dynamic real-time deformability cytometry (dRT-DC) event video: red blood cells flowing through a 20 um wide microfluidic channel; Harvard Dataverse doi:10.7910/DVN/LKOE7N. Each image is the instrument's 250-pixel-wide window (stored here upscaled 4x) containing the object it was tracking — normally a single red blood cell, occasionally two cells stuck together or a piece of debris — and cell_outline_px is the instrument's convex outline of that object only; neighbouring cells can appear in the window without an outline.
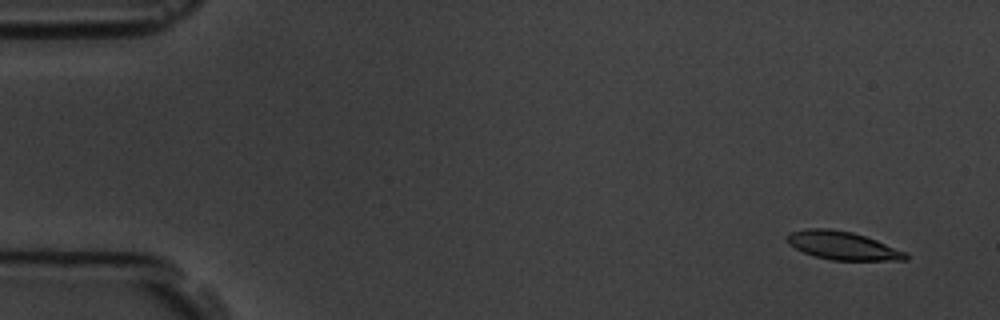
{"species": "common noctule bat (a hibernating species)", "species_latin": "Nyctalus noctula", "temperature_condition": "room temperature", "stored_images_in_passage": 4, "camera_frame_rate_fps": 3000, "um_per_image_px": 0.085, "animal": {"sex": "male", "body_mass_g": 19.5, "forearm_length_mm": 54.6}, "frame": {"image": 1, "passage_image": 1, "time_ms": 0.0, "image_size_px": [1000, 320], "cell_outline_px": [[908, 260], [832, 260], [816, 256], [804, 252], [788, 244], [788, 232], [808, 228], [828, 228], [852, 232], [876, 240], [908, 252]], "centroid_in_image_um": [71.65, 20.87], "position_along_channel_um": 13.4, "area_um2": 19.42}}
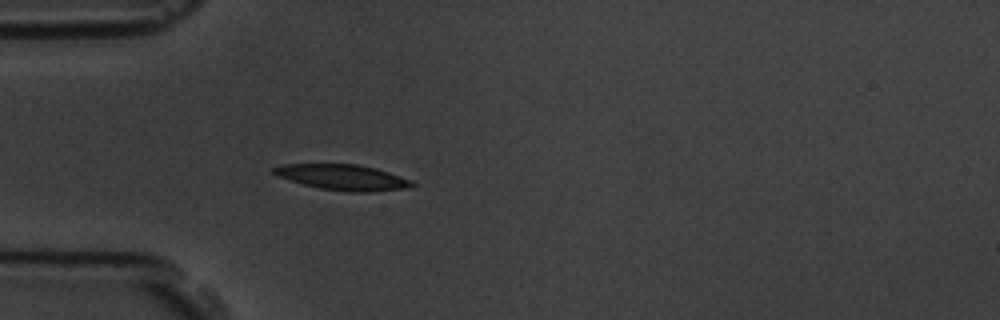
{"frame": {"image": 2, "passage_image": 4, "time_ms": 4.333, "image_size_px": [1000, 320], "cell_outline_px": [[416, 184], [412, 188], [372, 192], [348, 192], [320, 188], [304, 184], [276, 176], [272, 172], [272, 168], [284, 164], [356, 164], [376, 168], [412, 180]], "centroid_in_image_um": [29.18, 15.08], "position_along_channel_um": 55.8, "area_um2": 20.75}}